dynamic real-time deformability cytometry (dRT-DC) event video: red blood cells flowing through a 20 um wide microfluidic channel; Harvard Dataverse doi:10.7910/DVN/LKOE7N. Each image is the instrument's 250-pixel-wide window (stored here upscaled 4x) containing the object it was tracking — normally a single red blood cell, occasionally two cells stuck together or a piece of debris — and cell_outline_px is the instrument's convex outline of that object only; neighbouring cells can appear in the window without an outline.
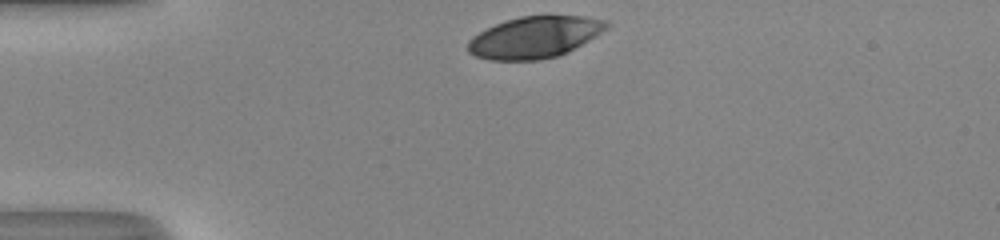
{"species": "human", "species_latin": "Homo sapiens", "temperature_condition": "room temperature", "stored_images_in_passage": 30, "camera_frame_rate_fps": 3000, "um_per_image_px": 0.085, "donor": {"sex": "male"}, "frame": {"image": 1, "passage_image": 1, "time_ms": 0.0, "image_size_px": [1000, 240], "cell_outline_px": [[608, 28], [568, 52], [560, 56], [540, 60], [488, 60], [476, 56], [468, 52], [468, 40], [472, 36], [504, 20], [520, 16], [584, 16], [608, 20]], "centroid_in_image_um": [45.44, 3.17], "position_along_channel_um": 39.6, "area_um2": 33.58}}
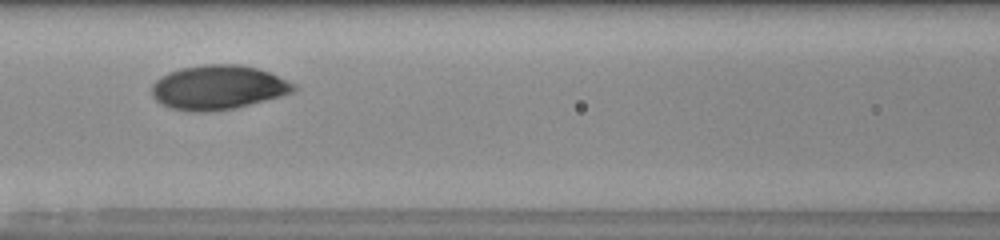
{"frame": {"image": 2, "passage_image": 12, "time_ms": 3.667, "image_size_px": [1000, 240], "cell_outline_px": [[296, 88], [292, 92], [280, 96], [232, 108], [204, 112], [192, 112], [172, 108], [160, 104], [152, 96], [152, 84], [160, 76], [168, 72], [180, 68], [204, 64], [240, 64], [256, 68], [268, 72], [296, 84]], "centroid_in_image_um": [18.49, 7.42], "position_along_channel_um": 148.1, "area_um2": 36.41}}
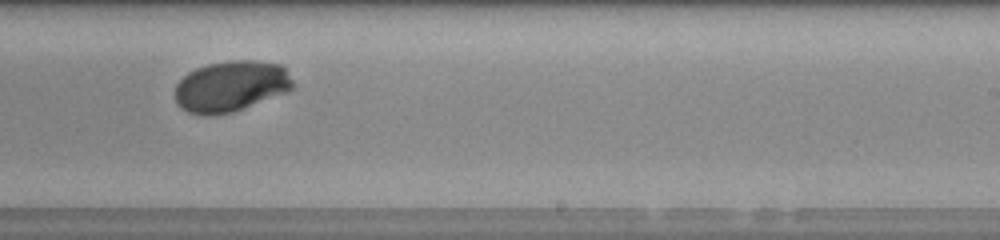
{"frame": {"image": 3, "passage_image": 21, "time_ms": 6.667, "image_size_px": [1000, 240], "cell_outline_px": [[296, 84], [288, 92], [232, 112], [212, 116], [208, 116], [188, 112], [180, 108], [176, 104], [176, 84], [188, 72], [196, 68], [208, 64], [228, 60], [252, 60], [280, 64], [284, 68]], "centroid_in_image_um": [19.63, 7.33], "position_along_channel_um": 269.4, "area_um2": 35.14}, "authors_computed_cell_mechanics": {"area_um2": 35.3447, "velocity_mm_per_s": 4.066, "shape_relaxation_time_tau1_ms": 3.21, "shape_relaxation_time_tau2_ms": null, "deformation_change_tau1": 0.168, "deformation_change_tau2": null}}